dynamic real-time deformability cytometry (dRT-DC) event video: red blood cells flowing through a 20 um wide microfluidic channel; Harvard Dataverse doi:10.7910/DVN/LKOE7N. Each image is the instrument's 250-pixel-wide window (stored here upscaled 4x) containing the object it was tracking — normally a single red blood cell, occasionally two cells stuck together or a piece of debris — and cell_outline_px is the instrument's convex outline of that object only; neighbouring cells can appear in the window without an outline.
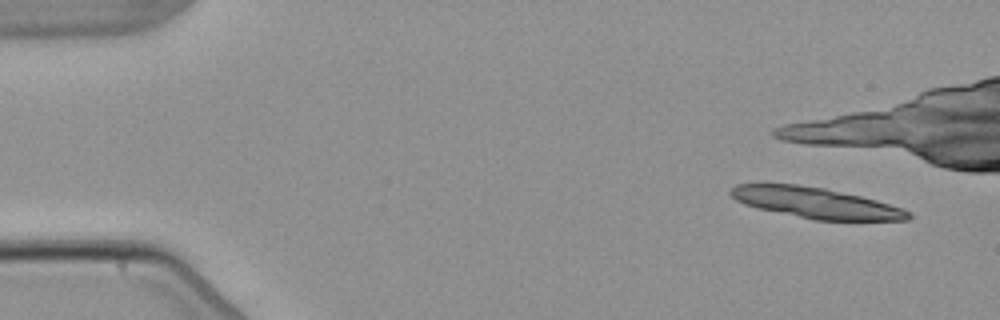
{"species": "common noctule bat (a hibernating species)", "species_latin": "Nyctalus noctula", "temperature_condition": "warm", "stored_images_in_passage": 2, "camera_frame_rate_fps": 3000, "um_per_image_px": 0.085, "animal": {"sex": "male", "body_mass_g": 21.5, "forearm_length_mm": 52.0}, "frame": {"image": 1, "passage_image": 1, "time_ms": 0.0, "image_size_px": [1000, 320], "cell_outline_px": [[912, 216], [908, 220], [816, 220], [756, 208], [744, 204], [736, 200], [728, 192], [736, 184], [764, 180], [796, 184], [824, 188], [860, 196], [876, 200], [904, 208], [912, 212]], "centroid_in_image_um": [69.25, 17.2], "position_along_channel_um": 15.8, "area_um2": 32.54}}